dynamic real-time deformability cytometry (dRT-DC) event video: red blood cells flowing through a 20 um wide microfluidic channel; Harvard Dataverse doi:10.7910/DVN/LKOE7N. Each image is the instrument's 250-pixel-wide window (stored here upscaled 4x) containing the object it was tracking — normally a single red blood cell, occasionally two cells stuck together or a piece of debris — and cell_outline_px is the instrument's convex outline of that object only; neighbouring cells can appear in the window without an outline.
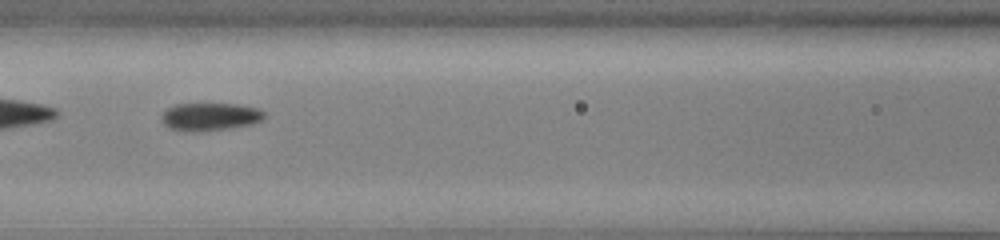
{"species": "common noctule bat (a hibernating species)", "species_latin": "Nyctalus noctula", "temperature_condition": "cold", "stored_images_in_passage": 54, "camera_frame_rate_fps": 3000, "um_per_image_px": 0.085, "animal": {"sex": "male", "body_mass_g": 13.0, "forearm_length_mm": 53.1}, "frame": {"image": 1, "passage_image": 26, "time_ms": 8.333, "image_size_px": [1000, 240], "cell_outline_px": [[264, 116], [260, 120], [252, 124], [228, 128], [196, 132], [192, 132], [168, 128], [164, 124], [160, 116], [168, 108], [176, 104], [236, 104], [256, 108], [264, 112]], "centroid_in_image_um": [17.81, 9.92], "position_along_channel_um": 148.8, "area_um2": 16.47}}
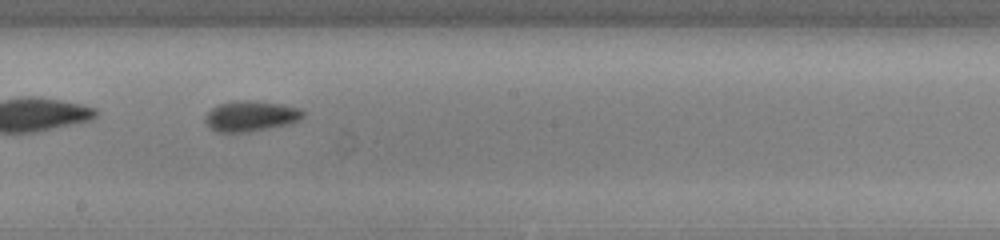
{"frame": {"image": 2, "passage_image": 32, "time_ms": 10.333, "image_size_px": [1000, 240], "cell_outline_px": [[304, 116], [300, 120], [288, 124], [248, 132], [216, 132], [204, 120], [204, 116], [212, 108], [220, 104], [236, 100], [248, 100], [280, 104], [300, 108], [304, 112]], "centroid_in_image_um": [21.32, 9.86], "position_along_channel_um": 226.9, "area_um2": 17.28}}
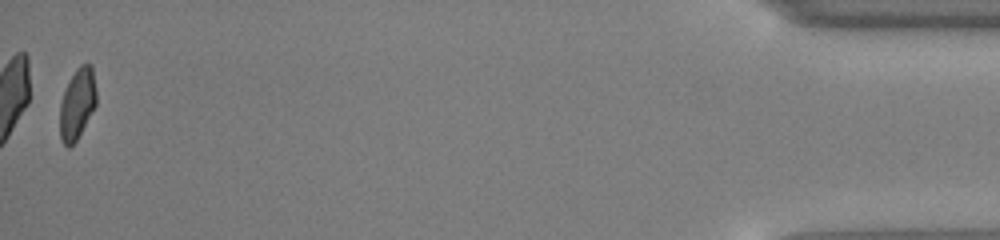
{"frame": {"image": 3, "passage_image": 54, "time_ms": 17.667, "image_size_px": [1000, 240], "cell_outline_px": [[96, 104], [76, 140], [68, 148], [60, 140], [60, 104], [64, 92], [76, 68], [80, 64], [92, 64], [96, 88]], "centroid_in_image_um": [6.57, 8.81], "position_along_channel_um": 428.6, "area_um2": 14.85}, "authors_computed_cell_mechanics": {"area_um2": 16.6464, "velocity_mm_per_s": 3.9149, "shape_relaxation_time_tau1_ms": 3.3626, "shape_relaxation_time_tau2_ms": 5.2014, "deformation_change_tau1": 0.1, "deformation_change_tau2": 0.0979}}